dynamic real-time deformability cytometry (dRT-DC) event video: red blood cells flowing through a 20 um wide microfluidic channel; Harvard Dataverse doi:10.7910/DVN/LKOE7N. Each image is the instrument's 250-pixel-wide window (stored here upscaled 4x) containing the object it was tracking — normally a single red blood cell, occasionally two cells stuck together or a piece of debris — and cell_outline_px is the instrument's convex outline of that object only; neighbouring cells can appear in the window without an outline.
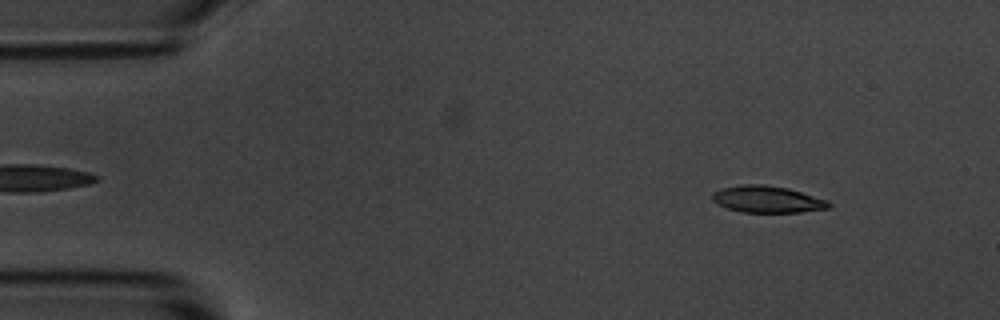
{"species": "common noctule bat (a hibernating species)", "species_latin": "Nyctalus noctula", "temperature_condition": "room temperature", "stored_images_in_passage": 54, "camera_frame_rate_fps": 3000, "um_per_image_px": 0.085, "animal": {"sex": "male", "body_mass_g": 20.1, "forearm_length_mm": 53.5}, "frame": {"image": 1, "passage_image": 5, "time_ms": 1.333, "image_size_px": [1000, 320], "cell_outline_px": [[832, 204], [828, 208], [800, 212], [740, 212], [728, 208], [712, 200], [712, 192], [720, 188], [744, 184], [764, 184], [788, 188], [828, 200]], "centroid_in_image_um": [65.22, 16.93], "position_along_channel_um": 19.8, "area_um2": 18.15}}
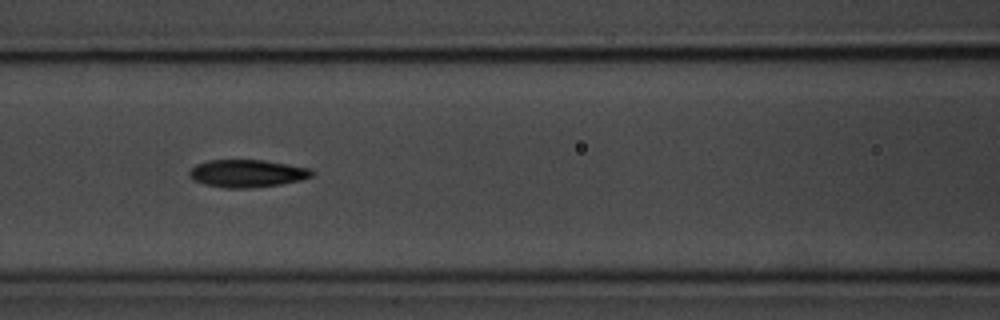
{"frame": {"image": 2, "passage_image": 22, "time_ms": 7.0, "image_size_px": [1000, 320], "cell_outline_px": [[316, 172], [312, 176], [300, 180], [280, 184], [248, 188], [224, 188], [204, 184], [192, 180], [188, 176], [188, 172], [196, 164], [208, 160], [264, 160], [288, 164], [308, 168]], "centroid_in_image_um": [20.97, 14.74], "position_along_channel_um": 145.6, "area_um2": 19.77}}
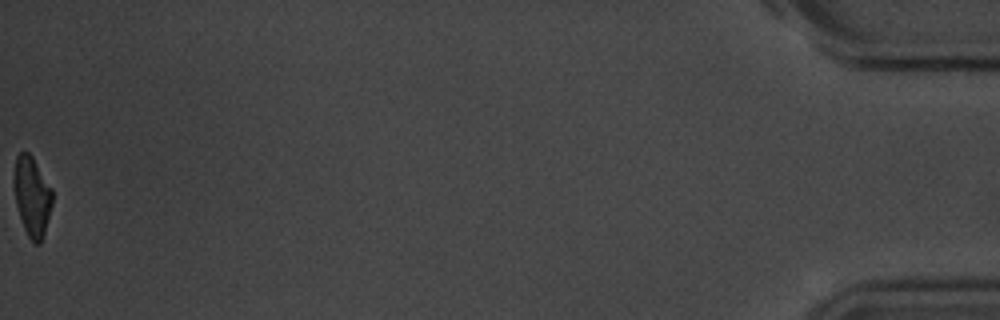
{"frame": {"image": 3, "passage_image": 54, "time_ms": 17.667, "image_size_px": [1000, 320], "cell_outline_px": [[52, 204], [44, 236], [40, 244], [32, 244], [24, 228], [16, 204], [12, 180], [16, 156], [20, 152], [28, 152], [32, 156], [52, 188]], "centroid_in_image_um": [2.71, 16.7], "position_along_channel_um": 432.5, "area_um2": 18.03}, "authors_computed_cell_mechanics": {"area_um2": 19.0162, "velocity_mm_per_s": 3.6367, "shape_relaxation_time_tau1_ms": 3.7358, "shape_relaxation_time_tau2_ms": 4.0896, "deformation_change_tau1": 0.162, "deformation_change_tau2": 0.1194}}